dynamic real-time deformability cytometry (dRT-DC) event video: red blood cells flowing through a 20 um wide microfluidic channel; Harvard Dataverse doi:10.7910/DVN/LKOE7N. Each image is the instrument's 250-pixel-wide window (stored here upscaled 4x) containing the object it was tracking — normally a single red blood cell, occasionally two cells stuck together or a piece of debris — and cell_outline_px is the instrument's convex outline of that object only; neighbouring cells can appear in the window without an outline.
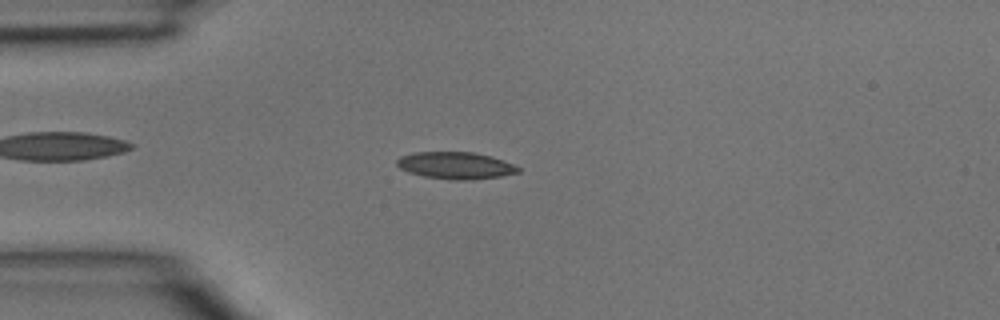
{"species": "common noctule bat (a hibernating species)", "species_latin": "Nyctalus noctula", "temperature_condition": "room temperature", "stored_images_in_passage": 32, "camera_frame_rate_fps": 3000, "um_per_image_px": 0.085, "animal": {"sex": "male", "body_mass_g": 15.6}, "frame": {"image": 1, "passage_image": 3, "time_ms": 0.667, "image_size_px": [1000, 320], "cell_outline_px": [[520, 172], [500, 176], [472, 180], [452, 180], [424, 176], [408, 172], [400, 168], [396, 164], [396, 160], [400, 156], [416, 152], [472, 152], [492, 156], [504, 160], [520, 168]], "centroid_in_image_um": [38.72, 14.06], "position_along_channel_um": 46.3, "area_um2": 19.13}}
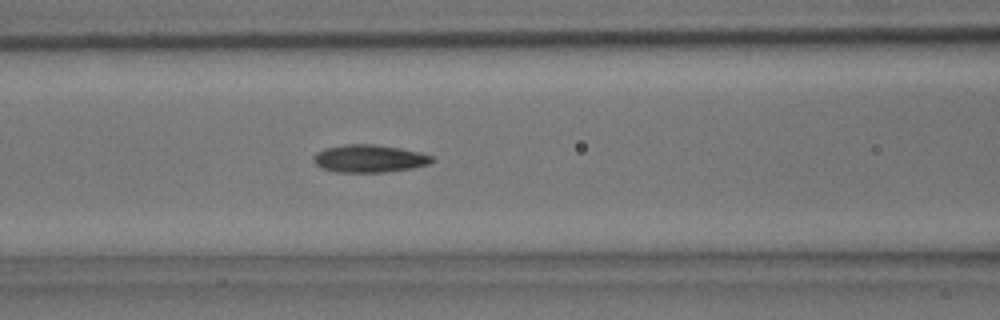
{"frame": {"image": 2, "passage_image": 10, "time_ms": 3.0, "image_size_px": [1000, 320], "cell_outline_px": [[436, 160], [432, 164], [412, 168], [384, 172], [336, 172], [324, 168], [316, 164], [316, 152], [324, 148], [344, 144], [372, 144], [400, 148], [420, 152], [432, 156]], "centroid_in_image_um": [31.46, 13.47], "position_along_channel_um": 135.1, "area_um2": 19.02}}
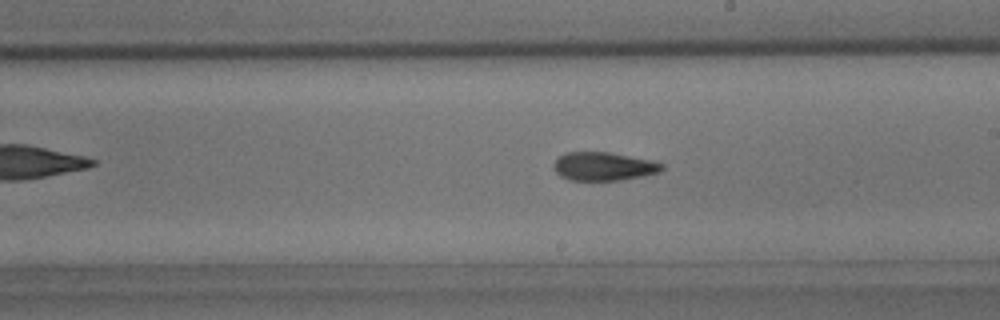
{"frame": {"image": 3, "passage_image": 17, "time_ms": 5.333, "image_size_px": [1000, 320], "cell_outline_px": [[664, 168], [660, 172], [644, 176], [620, 180], [568, 180], [560, 176], [552, 168], [552, 164], [556, 156], [568, 152], [608, 152], [652, 160], [664, 164]], "centroid_in_image_um": [51.27, 14.14], "position_along_channel_um": 237.7, "area_um2": 18.21}}